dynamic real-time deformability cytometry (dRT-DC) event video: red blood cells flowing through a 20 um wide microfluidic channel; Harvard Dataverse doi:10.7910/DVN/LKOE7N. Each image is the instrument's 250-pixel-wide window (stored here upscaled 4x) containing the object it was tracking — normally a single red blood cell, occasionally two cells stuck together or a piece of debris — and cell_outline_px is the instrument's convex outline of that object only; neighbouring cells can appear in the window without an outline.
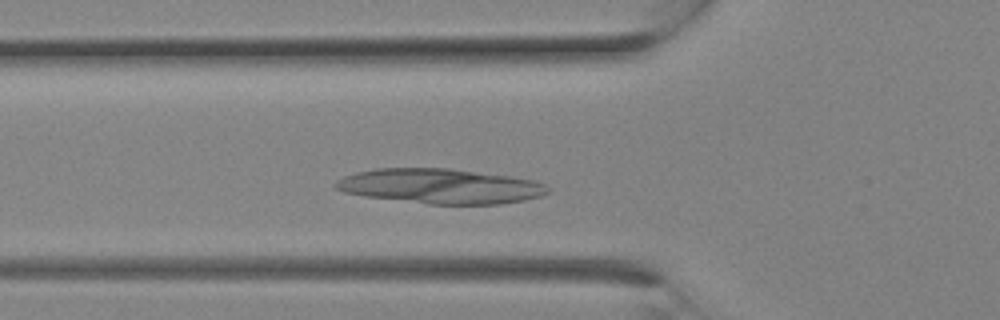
{"species": "Egyptian fruit bat (a non-hibernating species)", "species_latin": "Rousettus aegyptiacus", "temperature_condition": "room temperature", "stored_images_in_passage": 8, "camera_frame_rate_fps": 3000, "um_per_image_px": 0.085, "animal": {"sex": "female"}, "frame": {"image": 1, "passage_image": 6, "time_ms": 1.667, "image_size_px": [1000, 320], "cell_outline_px": [[552, 188], [548, 192], [540, 196], [524, 200], [500, 204], [428, 204], [364, 196], [344, 192], [336, 188], [332, 184], [336, 180], [344, 176], [356, 172], [376, 168], [448, 168], [512, 176], [536, 180]], "centroid_in_image_um": [37.43, 15.82], "position_along_channel_um": 88.4, "area_um2": 43.35}}
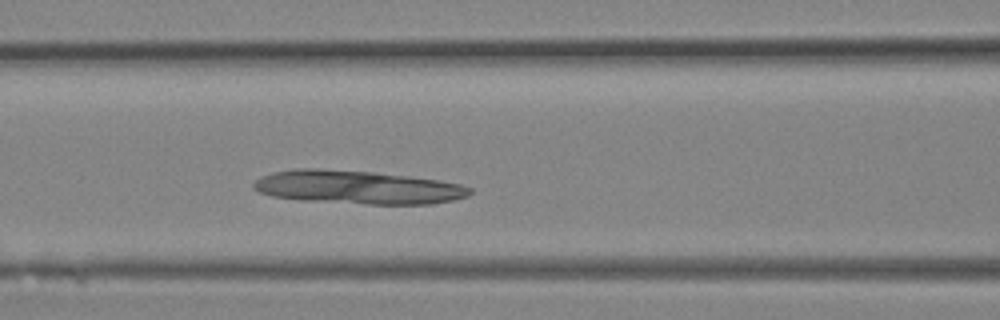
{"frame": {"image": 2, "passage_image": 8, "time_ms": 2.333, "image_size_px": [1000, 320], "cell_outline_px": [[472, 192], [468, 196], [452, 200], [432, 204], [368, 204], [304, 200], [272, 196], [260, 192], [252, 188], [252, 184], [260, 176], [272, 172], [296, 168], [320, 168], [372, 172], [408, 176], [436, 180], [460, 184], [472, 188]], "centroid_in_image_um": [30.37, 15.91], "position_along_channel_um": 136.2, "area_um2": 42.08}}